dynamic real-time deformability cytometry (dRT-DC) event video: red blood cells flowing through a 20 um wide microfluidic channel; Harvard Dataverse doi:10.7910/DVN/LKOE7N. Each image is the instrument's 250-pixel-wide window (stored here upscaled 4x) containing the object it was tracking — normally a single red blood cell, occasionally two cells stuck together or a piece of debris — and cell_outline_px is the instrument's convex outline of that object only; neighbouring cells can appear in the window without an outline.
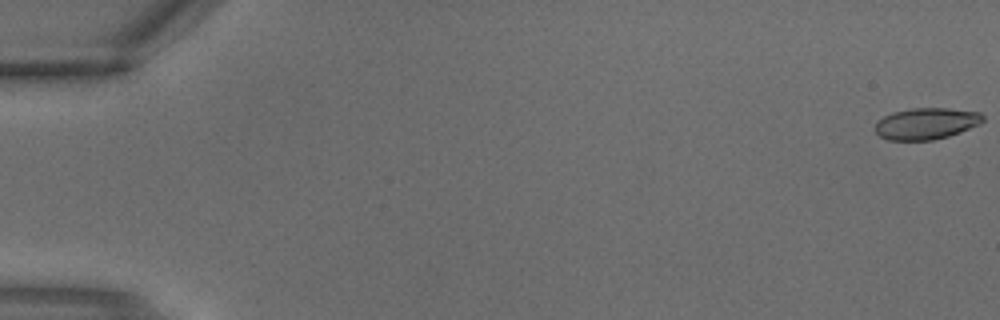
{"species": "common noctule bat (a hibernating species)", "species_latin": "Nyctalus noctula", "temperature_condition": "warm", "stored_images_in_passage": 4, "camera_frame_rate_fps": 3000, "um_per_image_px": 0.085, "animal": {"sex": "male", "body_mass_g": 18.8}, "frame": {"image": 1, "passage_image": 1, "time_ms": 0.0, "image_size_px": [1000, 320], "cell_outline_px": [[984, 120], [980, 124], [960, 132], [948, 136], [932, 140], [888, 140], [880, 136], [872, 128], [876, 120], [892, 112], [912, 108], [948, 108], [980, 112], [984, 116]], "centroid_in_image_um": [78.69, 10.5], "position_along_channel_um": 6.3, "area_um2": 20.0}}
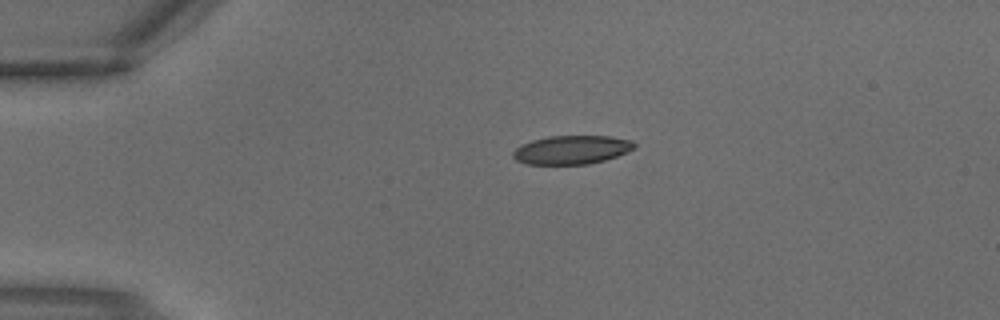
{"frame": {"image": 2, "passage_image": 3, "time_ms": 0.667, "image_size_px": [1000, 320], "cell_outline_px": [[636, 148], [616, 156], [604, 160], [588, 164], [524, 164], [516, 160], [512, 156], [512, 152], [520, 144], [532, 140], [548, 136], [612, 136], [632, 140], [636, 144]], "centroid_in_image_um": [48.58, 12.73], "position_along_channel_um": 36.4, "area_um2": 20.4}}